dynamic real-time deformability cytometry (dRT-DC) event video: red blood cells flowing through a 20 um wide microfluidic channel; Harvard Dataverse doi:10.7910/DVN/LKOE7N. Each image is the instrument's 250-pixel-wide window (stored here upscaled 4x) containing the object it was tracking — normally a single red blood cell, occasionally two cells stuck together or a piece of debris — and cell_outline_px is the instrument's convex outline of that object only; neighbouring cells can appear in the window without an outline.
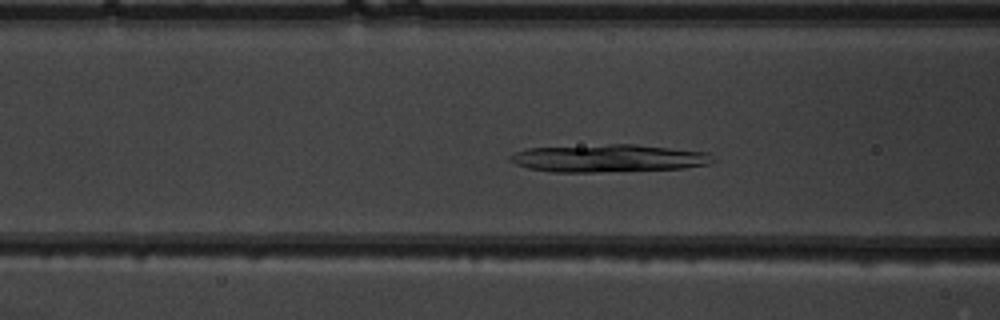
{"species": "common noctule bat (a hibernating species)", "species_latin": "Nyctalus noctula", "temperature_condition": "warm", "stored_images_in_passage": 50, "camera_frame_rate_fps": 3000, "um_per_image_px": 0.085, "animal": {"sex": "male", "body_mass_g": 19.5, "forearm_length_mm": 54.6}, "frame": {"image": 1, "passage_image": 18, "time_ms": 5.667, "image_size_px": [1000, 320], "cell_outline_px": [[716, 160], [712, 164], [684, 168], [592, 172], [552, 172], [528, 168], [516, 164], [508, 160], [508, 156], [516, 152], [528, 148], [608, 144], [636, 144], [708, 152]], "centroid_in_image_um": [51.74, 13.45], "position_along_channel_um": 114.9, "area_um2": 32.77}}
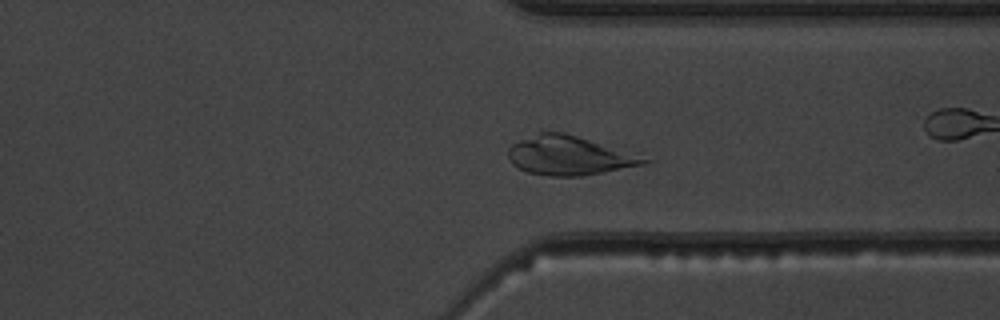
{"frame": {"image": 2, "passage_image": 37, "time_ms": 12.0, "image_size_px": [1000, 320], "cell_outline_px": [[652, 160], [644, 164], [580, 176], [548, 176], [528, 172], [512, 164], [508, 156], [508, 148], [512, 144], [520, 140], [540, 132], [564, 132]], "centroid_in_image_um": [48.3, 13.23], "position_along_channel_um": 363.1, "area_um2": 30.06}}
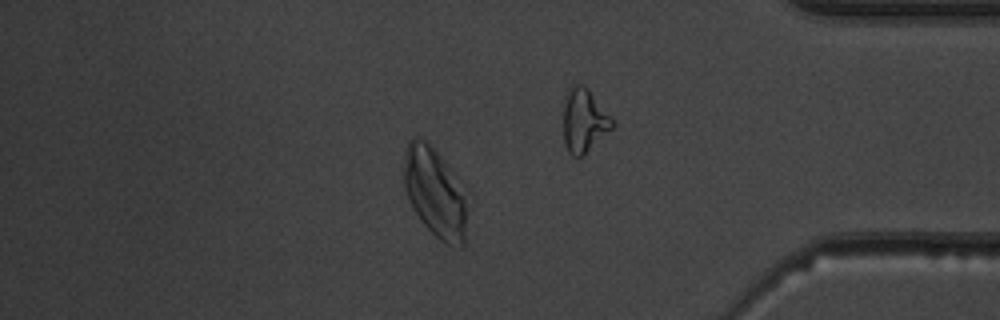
{"frame": {"image": 3, "passage_image": 42, "time_ms": 13.667, "image_size_px": [1000, 320], "cell_outline_px": [[476, 200], [464, 248], [460, 248], [448, 244], [440, 240], [424, 224], [416, 212], [404, 188], [404, 160], [408, 140], [416, 136], [420, 136], [428, 140]], "centroid_in_image_um": [37.17, 16.41], "position_along_channel_um": 398.0, "area_um2": 35.49}}